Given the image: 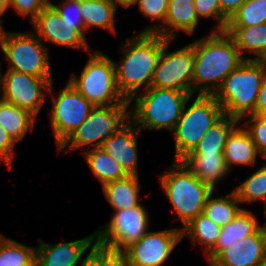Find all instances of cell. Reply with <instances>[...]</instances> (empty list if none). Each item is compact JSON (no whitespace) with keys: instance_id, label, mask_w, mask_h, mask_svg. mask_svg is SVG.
<instances>
[{"instance_id":"obj_19","label":"cell","mask_w":266,"mask_h":266,"mask_svg":"<svg viewBox=\"0 0 266 266\" xmlns=\"http://www.w3.org/2000/svg\"><path fill=\"white\" fill-rule=\"evenodd\" d=\"M180 161L215 193L219 181L229 174L223 154H186Z\"/></svg>"},{"instance_id":"obj_16","label":"cell","mask_w":266,"mask_h":266,"mask_svg":"<svg viewBox=\"0 0 266 266\" xmlns=\"http://www.w3.org/2000/svg\"><path fill=\"white\" fill-rule=\"evenodd\" d=\"M95 243L96 232L66 243L50 244L38 239L36 266H76L78 263L84 265L87 262V256L83 260L80 259Z\"/></svg>"},{"instance_id":"obj_15","label":"cell","mask_w":266,"mask_h":266,"mask_svg":"<svg viewBox=\"0 0 266 266\" xmlns=\"http://www.w3.org/2000/svg\"><path fill=\"white\" fill-rule=\"evenodd\" d=\"M266 255V234H254L233 244H216L206 255L209 266H256Z\"/></svg>"},{"instance_id":"obj_13","label":"cell","mask_w":266,"mask_h":266,"mask_svg":"<svg viewBox=\"0 0 266 266\" xmlns=\"http://www.w3.org/2000/svg\"><path fill=\"white\" fill-rule=\"evenodd\" d=\"M51 82L53 78H39L8 69L4 75L1 74L0 98L27 110L37 118Z\"/></svg>"},{"instance_id":"obj_49","label":"cell","mask_w":266,"mask_h":266,"mask_svg":"<svg viewBox=\"0 0 266 266\" xmlns=\"http://www.w3.org/2000/svg\"><path fill=\"white\" fill-rule=\"evenodd\" d=\"M0 90H1V65H0ZM1 93V91H0Z\"/></svg>"},{"instance_id":"obj_8","label":"cell","mask_w":266,"mask_h":266,"mask_svg":"<svg viewBox=\"0 0 266 266\" xmlns=\"http://www.w3.org/2000/svg\"><path fill=\"white\" fill-rule=\"evenodd\" d=\"M132 104L126 101L123 104L111 106H94L88 118L80 125L59 147L61 152L76 151L82 147H101L106 139L130 120Z\"/></svg>"},{"instance_id":"obj_20","label":"cell","mask_w":266,"mask_h":266,"mask_svg":"<svg viewBox=\"0 0 266 266\" xmlns=\"http://www.w3.org/2000/svg\"><path fill=\"white\" fill-rule=\"evenodd\" d=\"M258 154L255 144L243 125L237 126L230 133L223 151L229 171L232 170L233 165L255 166Z\"/></svg>"},{"instance_id":"obj_31","label":"cell","mask_w":266,"mask_h":266,"mask_svg":"<svg viewBox=\"0 0 266 266\" xmlns=\"http://www.w3.org/2000/svg\"><path fill=\"white\" fill-rule=\"evenodd\" d=\"M35 35L45 42L58 45L60 30L64 27L57 10L49 3L31 22Z\"/></svg>"},{"instance_id":"obj_37","label":"cell","mask_w":266,"mask_h":266,"mask_svg":"<svg viewBox=\"0 0 266 266\" xmlns=\"http://www.w3.org/2000/svg\"><path fill=\"white\" fill-rule=\"evenodd\" d=\"M243 128L248 132L256 146L259 156L266 159V116L247 115L243 117Z\"/></svg>"},{"instance_id":"obj_11","label":"cell","mask_w":266,"mask_h":266,"mask_svg":"<svg viewBox=\"0 0 266 266\" xmlns=\"http://www.w3.org/2000/svg\"><path fill=\"white\" fill-rule=\"evenodd\" d=\"M173 39L164 38L161 55L154 70L151 86L153 88L179 90L193 95V63L192 43L169 52Z\"/></svg>"},{"instance_id":"obj_43","label":"cell","mask_w":266,"mask_h":266,"mask_svg":"<svg viewBox=\"0 0 266 266\" xmlns=\"http://www.w3.org/2000/svg\"><path fill=\"white\" fill-rule=\"evenodd\" d=\"M221 11L230 19V17L241 7L247 0H219Z\"/></svg>"},{"instance_id":"obj_34","label":"cell","mask_w":266,"mask_h":266,"mask_svg":"<svg viewBox=\"0 0 266 266\" xmlns=\"http://www.w3.org/2000/svg\"><path fill=\"white\" fill-rule=\"evenodd\" d=\"M169 0H137L139 12L154 22L146 26L141 33H155L165 22Z\"/></svg>"},{"instance_id":"obj_45","label":"cell","mask_w":266,"mask_h":266,"mask_svg":"<svg viewBox=\"0 0 266 266\" xmlns=\"http://www.w3.org/2000/svg\"><path fill=\"white\" fill-rule=\"evenodd\" d=\"M117 6L120 5V6H123L125 8H129L131 5H134L137 0H113Z\"/></svg>"},{"instance_id":"obj_29","label":"cell","mask_w":266,"mask_h":266,"mask_svg":"<svg viewBox=\"0 0 266 266\" xmlns=\"http://www.w3.org/2000/svg\"><path fill=\"white\" fill-rule=\"evenodd\" d=\"M259 228L257 217L243 208L230 223L221 228L216 244H233L235 241L254 234Z\"/></svg>"},{"instance_id":"obj_18","label":"cell","mask_w":266,"mask_h":266,"mask_svg":"<svg viewBox=\"0 0 266 266\" xmlns=\"http://www.w3.org/2000/svg\"><path fill=\"white\" fill-rule=\"evenodd\" d=\"M199 19L194 0H169L165 22L155 33L173 40L178 31L192 35L199 24Z\"/></svg>"},{"instance_id":"obj_40","label":"cell","mask_w":266,"mask_h":266,"mask_svg":"<svg viewBox=\"0 0 266 266\" xmlns=\"http://www.w3.org/2000/svg\"><path fill=\"white\" fill-rule=\"evenodd\" d=\"M58 45L91 52L86 37L76 28L63 27L59 33Z\"/></svg>"},{"instance_id":"obj_6","label":"cell","mask_w":266,"mask_h":266,"mask_svg":"<svg viewBox=\"0 0 266 266\" xmlns=\"http://www.w3.org/2000/svg\"><path fill=\"white\" fill-rule=\"evenodd\" d=\"M90 55L80 76L72 73L68 82L94 106L125 103L117 88L114 60L99 50Z\"/></svg>"},{"instance_id":"obj_41","label":"cell","mask_w":266,"mask_h":266,"mask_svg":"<svg viewBox=\"0 0 266 266\" xmlns=\"http://www.w3.org/2000/svg\"><path fill=\"white\" fill-rule=\"evenodd\" d=\"M15 144L12 137L0 126V162L6 163L9 169L12 168Z\"/></svg>"},{"instance_id":"obj_35","label":"cell","mask_w":266,"mask_h":266,"mask_svg":"<svg viewBox=\"0 0 266 266\" xmlns=\"http://www.w3.org/2000/svg\"><path fill=\"white\" fill-rule=\"evenodd\" d=\"M87 262L91 266H128L124 251L110 249L97 242L88 252Z\"/></svg>"},{"instance_id":"obj_48","label":"cell","mask_w":266,"mask_h":266,"mask_svg":"<svg viewBox=\"0 0 266 266\" xmlns=\"http://www.w3.org/2000/svg\"><path fill=\"white\" fill-rule=\"evenodd\" d=\"M256 266H266V255L263 257V259Z\"/></svg>"},{"instance_id":"obj_26","label":"cell","mask_w":266,"mask_h":266,"mask_svg":"<svg viewBox=\"0 0 266 266\" xmlns=\"http://www.w3.org/2000/svg\"><path fill=\"white\" fill-rule=\"evenodd\" d=\"M82 153L86 164L102 186L128 176L122 166L101 147L87 149Z\"/></svg>"},{"instance_id":"obj_14","label":"cell","mask_w":266,"mask_h":266,"mask_svg":"<svg viewBox=\"0 0 266 266\" xmlns=\"http://www.w3.org/2000/svg\"><path fill=\"white\" fill-rule=\"evenodd\" d=\"M182 239L181 228L148 231L123 250L128 266H162Z\"/></svg>"},{"instance_id":"obj_42","label":"cell","mask_w":266,"mask_h":266,"mask_svg":"<svg viewBox=\"0 0 266 266\" xmlns=\"http://www.w3.org/2000/svg\"><path fill=\"white\" fill-rule=\"evenodd\" d=\"M254 115L266 116V76L258 93Z\"/></svg>"},{"instance_id":"obj_39","label":"cell","mask_w":266,"mask_h":266,"mask_svg":"<svg viewBox=\"0 0 266 266\" xmlns=\"http://www.w3.org/2000/svg\"><path fill=\"white\" fill-rule=\"evenodd\" d=\"M9 8L32 22L37 15L50 3V0H8Z\"/></svg>"},{"instance_id":"obj_50","label":"cell","mask_w":266,"mask_h":266,"mask_svg":"<svg viewBox=\"0 0 266 266\" xmlns=\"http://www.w3.org/2000/svg\"><path fill=\"white\" fill-rule=\"evenodd\" d=\"M79 266H91L88 262H86L84 265H80L78 264Z\"/></svg>"},{"instance_id":"obj_2","label":"cell","mask_w":266,"mask_h":266,"mask_svg":"<svg viewBox=\"0 0 266 266\" xmlns=\"http://www.w3.org/2000/svg\"><path fill=\"white\" fill-rule=\"evenodd\" d=\"M123 43V56L118 63L114 61L116 84L123 98L130 101L150 88L164 37L156 33L138 32Z\"/></svg>"},{"instance_id":"obj_10","label":"cell","mask_w":266,"mask_h":266,"mask_svg":"<svg viewBox=\"0 0 266 266\" xmlns=\"http://www.w3.org/2000/svg\"><path fill=\"white\" fill-rule=\"evenodd\" d=\"M53 82L48 95L53 96V107L49 112L50 123L57 148L88 118L94 105L80 94L69 82L57 93L53 91Z\"/></svg>"},{"instance_id":"obj_47","label":"cell","mask_w":266,"mask_h":266,"mask_svg":"<svg viewBox=\"0 0 266 266\" xmlns=\"http://www.w3.org/2000/svg\"><path fill=\"white\" fill-rule=\"evenodd\" d=\"M264 205H265L264 206V214H265V217H266V203ZM260 228L266 234V224L263 225V226L260 225Z\"/></svg>"},{"instance_id":"obj_22","label":"cell","mask_w":266,"mask_h":266,"mask_svg":"<svg viewBox=\"0 0 266 266\" xmlns=\"http://www.w3.org/2000/svg\"><path fill=\"white\" fill-rule=\"evenodd\" d=\"M139 176L128 175L125 178L109 182L102 186L106 200L114 211L138 206L140 182Z\"/></svg>"},{"instance_id":"obj_7","label":"cell","mask_w":266,"mask_h":266,"mask_svg":"<svg viewBox=\"0 0 266 266\" xmlns=\"http://www.w3.org/2000/svg\"><path fill=\"white\" fill-rule=\"evenodd\" d=\"M189 100L172 132L175 140L174 160H180L191 152L207 130L224 115L222 106L213 95H197L187 108Z\"/></svg>"},{"instance_id":"obj_9","label":"cell","mask_w":266,"mask_h":266,"mask_svg":"<svg viewBox=\"0 0 266 266\" xmlns=\"http://www.w3.org/2000/svg\"><path fill=\"white\" fill-rule=\"evenodd\" d=\"M34 32H6L0 28V48L10 70L39 78H53L49 50Z\"/></svg>"},{"instance_id":"obj_17","label":"cell","mask_w":266,"mask_h":266,"mask_svg":"<svg viewBox=\"0 0 266 266\" xmlns=\"http://www.w3.org/2000/svg\"><path fill=\"white\" fill-rule=\"evenodd\" d=\"M140 132L129 120L101 145L103 151L113 157L128 175L139 176L137 137Z\"/></svg>"},{"instance_id":"obj_44","label":"cell","mask_w":266,"mask_h":266,"mask_svg":"<svg viewBox=\"0 0 266 266\" xmlns=\"http://www.w3.org/2000/svg\"><path fill=\"white\" fill-rule=\"evenodd\" d=\"M9 9V3L8 0H0V28H2V24L4 20L1 19L2 15L8 11Z\"/></svg>"},{"instance_id":"obj_3","label":"cell","mask_w":266,"mask_h":266,"mask_svg":"<svg viewBox=\"0 0 266 266\" xmlns=\"http://www.w3.org/2000/svg\"><path fill=\"white\" fill-rule=\"evenodd\" d=\"M189 98L192 95L183 91L150 87L129 101L133 103L130 120L140 131L167 129L172 133Z\"/></svg>"},{"instance_id":"obj_21","label":"cell","mask_w":266,"mask_h":266,"mask_svg":"<svg viewBox=\"0 0 266 266\" xmlns=\"http://www.w3.org/2000/svg\"><path fill=\"white\" fill-rule=\"evenodd\" d=\"M79 4L85 32L96 27L116 35L115 14L118 10L113 0H79Z\"/></svg>"},{"instance_id":"obj_23","label":"cell","mask_w":266,"mask_h":266,"mask_svg":"<svg viewBox=\"0 0 266 266\" xmlns=\"http://www.w3.org/2000/svg\"><path fill=\"white\" fill-rule=\"evenodd\" d=\"M37 118L25 109L0 98V126L17 143L33 131Z\"/></svg>"},{"instance_id":"obj_1","label":"cell","mask_w":266,"mask_h":266,"mask_svg":"<svg viewBox=\"0 0 266 266\" xmlns=\"http://www.w3.org/2000/svg\"><path fill=\"white\" fill-rule=\"evenodd\" d=\"M193 95H214L224 79L244 59L233 38L226 31H212L207 36L192 42Z\"/></svg>"},{"instance_id":"obj_46","label":"cell","mask_w":266,"mask_h":266,"mask_svg":"<svg viewBox=\"0 0 266 266\" xmlns=\"http://www.w3.org/2000/svg\"><path fill=\"white\" fill-rule=\"evenodd\" d=\"M257 61L266 69V50Z\"/></svg>"},{"instance_id":"obj_38","label":"cell","mask_w":266,"mask_h":266,"mask_svg":"<svg viewBox=\"0 0 266 266\" xmlns=\"http://www.w3.org/2000/svg\"><path fill=\"white\" fill-rule=\"evenodd\" d=\"M194 7L198 18L212 17L217 21L212 31H225L229 18L221 11L219 0H194Z\"/></svg>"},{"instance_id":"obj_25","label":"cell","mask_w":266,"mask_h":266,"mask_svg":"<svg viewBox=\"0 0 266 266\" xmlns=\"http://www.w3.org/2000/svg\"><path fill=\"white\" fill-rule=\"evenodd\" d=\"M238 119L223 115L212 125L196 147L187 154H223L230 133L237 127Z\"/></svg>"},{"instance_id":"obj_33","label":"cell","mask_w":266,"mask_h":266,"mask_svg":"<svg viewBox=\"0 0 266 266\" xmlns=\"http://www.w3.org/2000/svg\"><path fill=\"white\" fill-rule=\"evenodd\" d=\"M266 23V0H247L230 17L227 27H250Z\"/></svg>"},{"instance_id":"obj_12","label":"cell","mask_w":266,"mask_h":266,"mask_svg":"<svg viewBox=\"0 0 266 266\" xmlns=\"http://www.w3.org/2000/svg\"><path fill=\"white\" fill-rule=\"evenodd\" d=\"M149 215L144 205L114 211L109 223L96 232V242L110 249L124 250L149 230Z\"/></svg>"},{"instance_id":"obj_28","label":"cell","mask_w":266,"mask_h":266,"mask_svg":"<svg viewBox=\"0 0 266 266\" xmlns=\"http://www.w3.org/2000/svg\"><path fill=\"white\" fill-rule=\"evenodd\" d=\"M213 193L208 197L203 209V214L219 225L221 228L230 223L243 209L240 201L234 191H231L225 197H212Z\"/></svg>"},{"instance_id":"obj_27","label":"cell","mask_w":266,"mask_h":266,"mask_svg":"<svg viewBox=\"0 0 266 266\" xmlns=\"http://www.w3.org/2000/svg\"><path fill=\"white\" fill-rule=\"evenodd\" d=\"M182 237L188 236L191 244L204 245L205 256L215 247L221 227L207 218L204 214L196 216L191 222H189L182 230Z\"/></svg>"},{"instance_id":"obj_30","label":"cell","mask_w":266,"mask_h":266,"mask_svg":"<svg viewBox=\"0 0 266 266\" xmlns=\"http://www.w3.org/2000/svg\"><path fill=\"white\" fill-rule=\"evenodd\" d=\"M0 266H36V247L0 234Z\"/></svg>"},{"instance_id":"obj_32","label":"cell","mask_w":266,"mask_h":266,"mask_svg":"<svg viewBox=\"0 0 266 266\" xmlns=\"http://www.w3.org/2000/svg\"><path fill=\"white\" fill-rule=\"evenodd\" d=\"M240 203H266V163L233 190Z\"/></svg>"},{"instance_id":"obj_5","label":"cell","mask_w":266,"mask_h":266,"mask_svg":"<svg viewBox=\"0 0 266 266\" xmlns=\"http://www.w3.org/2000/svg\"><path fill=\"white\" fill-rule=\"evenodd\" d=\"M159 182L182 223L181 230L203 214L208 197L214 193L180 160H173L170 169L159 175Z\"/></svg>"},{"instance_id":"obj_4","label":"cell","mask_w":266,"mask_h":266,"mask_svg":"<svg viewBox=\"0 0 266 266\" xmlns=\"http://www.w3.org/2000/svg\"><path fill=\"white\" fill-rule=\"evenodd\" d=\"M266 76V69L257 60H244L223 81L213 95L223 113L236 119L254 114L258 93Z\"/></svg>"},{"instance_id":"obj_36","label":"cell","mask_w":266,"mask_h":266,"mask_svg":"<svg viewBox=\"0 0 266 266\" xmlns=\"http://www.w3.org/2000/svg\"><path fill=\"white\" fill-rule=\"evenodd\" d=\"M50 4L57 10L64 27L76 28L83 36H85V27L81 15L79 0H64V2H60L57 5L50 1Z\"/></svg>"},{"instance_id":"obj_24","label":"cell","mask_w":266,"mask_h":266,"mask_svg":"<svg viewBox=\"0 0 266 266\" xmlns=\"http://www.w3.org/2000/svg\"><path fill=\"white\" fill-rule=\"evenodd\" d=\"M244 60H258L266 50V23L250 27H226ZM255 57H243L244 52Z\"/></svg>"}]
</instances>
